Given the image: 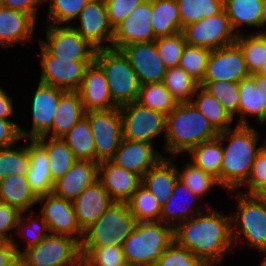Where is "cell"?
I'll return each instance as SVG.
<instances>
[{"label":"cell","mask_w":266,"mask_h":266,"mask_svg":"<svg viewBox=\"0 0 266 266\" xmlns=\"http://www.w3.org/2000/svg\"><path fill=\"white\" fill-rule=\"evenodd\" d=\"M174 241L188 249L207 266L220 264L233 244L231 217L210 210L177 224Z\"/></svg>","instance_id":"1"},{"label":"cell","mask_w":266,"mask_h":266,"mask_svg":"<svg viewBox=\"0 0 266 266\" xmlns=\"http://www.w3.org/2000/svg\"><path fill=\"white\" fill-rule=\"evenodd\" d=\"M218 138L222 142L229 140L227 146L222 145L220 186L234 191L247 181L256 155L262 149L257 147L259 135L250 125L237 124L234 130L219 132Z\"/></svg>","instance_id":"2"},{"label":"cell","mask_w":266,"mask_h":266,"mask_svg":"<svg viewBox=\"0 0 266 266\" xmlns=\"http://www.w3.org/2000/svg\"><path fill=\"white\" fill-rule=\"evenodd\" d=\"M219 132L191 103H178L166 115V146L173 156L191 151L197 145L217 138Z\"/></svg>","instance_id":"3"},{"label":"cell","mask_w":266,"mask_h":266,"mask_svg":"<svg viewBox=\"0 0 266 266\" xmlns=\"http://www.w3.org/2000/svg\"><path fill=\"white\" fill-rule=\"evenodd\" d=\"M174 242V228L161 221L138 222L122 245L127 265L154 266Z\"/></svg>","instance_id":"4"},{"label":"cell","mask_w":266,"mask_h":266,"mask_svg":"<svg viewBox=\"0 0 266 266\" xmlns=\"http://www.w3.org/2000/svg\"><path fill=\"white\" fill-rule=\"evenodd\" d=\"M137 223L127 203L115 201L96 222L84 230L80 247H122Z\"/></svg>","instance_id":"5"},{"label":"cell","mask_w":266,"mask_h":266,"mask_svg":"<svg viewBox=\"0 0 266 266\" xmlns=\"http://www.w3.org/2000/svg\"><path fill=\"white\" fill-rule=\"evenodd\" d=\"M95 62L104 71L112 100L118 107L137 101L141 84L121 50L97 49Z\"/></svg>","instance_id":"6"},{"label":"cell","mask_w":266,"mask_h":266,"mask_svg":"<svg viewBox=\"0 0 266 266\" xmlns=\"http://www.w3.org/2000/svg\"><path fill=\"white\" fill-rule=\"evenodd\" d=\"M20 254L28 266H82L80 242L66 235L49 233Z\"/></svg>","instance_id":"7"},{"label":"cell","mask_w":266,"mask_h":266,"mask_svg":"<svg viewBox=\"0 0 266 266\" xmlns=\"http://www.w3.org/2000/svg\"><path fill=\"white\" fill-rule=\"evenodd\" d=\"M236 194L238 195L237 213L230 217L232 224L235 222V227L239 229L236 233L232 226L233 241L241 235L249 246L266 253V203L256 196L240 192Z\"/></svg>","instance_id":"8"},{"label":"cell","mask_w":266,"mask_h":266,"mask_svg":"<svg viewBox=\"0 0 266 266\" xmlns=\"http://www.w3.org/2000/svg\"><path fill=\"white\" fill-rule=\"evenodd\" d=\"M93 133L95 162L110 160L123 140L122 118L119 107L110 110L85 112Z\"/></svg>","instance_id":"9"},{"label":"cell","mask_w":266,"mask_h":266,"mask_svg":"<svg viewBox=\"0 0 266 266\" xmlns=\"http://www.w3.org/2000/svg\"><path fill=\"white\" fill-rule=\"evenodd\" d=\"M122 118L123 139L148 142L166 133V115L139 103H127L119 107Z\"/></svg>","instance_id":"10"},{"label":"cell","mask_w":266,"mask_h":266,"mask_svg":"<svg viewBox=\"0 0 266 266\" xmlns=\"http://www.w3.org/2000/svg\"><path fill=\"white\" fill-rule=\"evenodd\" d=\"M187 45L215 50L236 41L240 32H234L229 18L223 10L217 15L205 17L185 26L182 30Z\"/></svg>","instance_id":"11"},{"label":"cell","mask_w":266,"mask_h":266,"mask_svg":"<svg viewBox=\"0 0 266 266\" xmlns=\"http://www.w3.org/2000/svg\"><path fill=\"white\" fill-rule=\"evenodd\" d=\"M41 46V83L65 91H78L87 67L95 60H65L51 55Z\"/></svg>","instance_id":"12"},{"label":"cell","mask_w":266,"mask_h":266,"mask_svg":"<svg viewBox=\"0 0 266 266\" xmlns=\"http://www.w3.org/2000/svg\"><path fill=\"white\" fill-rule=\"evenodd\" d=\"M47 42L40 40L51 55L65 60H95L96 48L85 40L72 25L49 24Z\"/></svg>","instance_id":"13"},{"label":"cell","mask_w":266,"mask_h":266,"mask_svg":"<svg viewBox=\"0 0 266 266\" xmlns=\"http://www.w3.org/2000/svg\"><path fill=\"white\" fill-rule=\"evenodd\" d=\"M250 75L240 47L233 43L211 50L202 81L240 82Z\"/></svg>","instance_id":"14"},{"label":"cell","mask_w":266,"mask_h":266,"mask_svg":"<svg viewBox=\"0 0 266 266\" xmlns=\"http://www.w3.org/2000/svg\"><path fill=\"white\" fill-rule=\"evenodd\" d=\"M39 201H45V203L41 209L42 217L38 215L37 219L43 218L52 234L66 235L81 242L84 231L78 224L72 201L63 199L54 193L38 197L37 202Z\"/></svg>","instance_id":"15"},{"label":"cell","mask_w":266,"mask_h":266,"mask_svg":"<svg viewBox=\"0 0 266 266\" xmlns=\"http://www.w3.org/2000/svg\"><path fill=\"white\" fill-rule=\"evenodd\" d=\"M80 25L73 27L96 49L112 48L114 29L109 23L105 0H89L78 16ZM103 41L109 43L102 46Z\"/></svg>","instance_id":"16"},{"label":"cell","mask_w":266,"mask_h":266,"mask_svg":"<svg viewBox=\"0 0 266 266\" xmlns=\"http://www.w3.org/2000/svg\"><path fill=\"white\" fill-rule=\"evenodd\" d=\"M152 0H144L114 28L112 48L121 49L133 43L155 41L151 26Z\"/></svg>","instance_id":"17"},{"label":"cell","mask_w":266,"mask_h":266,"mask_svg":"<svg viewBox=\"0 0 266 266\" xmlns=\"http://www.w3.org/2000/svg\"><path fill=\"white\" fill-rule=\"evenodd\" d=\"M120 50L127 57L141 85L164 81L167 68L158 54L155 41L133 43Z\"/></svg>","instance_id":"18"},{"label":"cell","mask_w":266,"mask_h":266,"mask_svg":"<svg viewBox=\"0 0 266 266\" xmlns=\"http://www.w3.org/2000/svg\"><path fill=\"white\" fill-rule=\"evenodd\" d=\"M64 92L65 90L60 88L38 83L31 104L33 125L30 132L19 127L22 138L37 139L51 129L58 103Z\"/></svg>","instance_id":"19"},{"label":"cell","mask_w":266,"mask_h":266,"mask_svg":"<svg viewBox=\"0 0 266 266\" xmlns=\"http://www.w3.org/2000/svg\"><path fill=\"white\" fill-rule=\"evenodd\" d=\"M163 157V155L154 151L151 143L123 139L110 160L142 178Z\"/></svg>","instance_id":"20"},{"label":"cell","mask_w":266,"mask_h":266,"mask_svg":"<svg viewBox=\"0 0 266 266\" xmlns=\"http://www.w3.org/2000/svg\"><path fill=\"white\" fill-rule=\"evenodd\" d=\"M98 180L116 202H126L142 183L139 175L111 160L99 162Z\"/></svg>","instance_id":"21"},{"label":"cell","mask_w":266,"mask_h":266,"mask_svg":"<svg viewBox=\"0 0 266 266\" xmlns=\"http://www.w3.org/2000/svg\"><path fill=\"white\" fill-rule=\"evenodd\" d=\"M78 92L85 111L118 107L112 100L105 73L95 61L87 67Z\"/></svg>","instance_id":"22"},{"label":"cell","mask_w":266,"mask_h":266,"mask_svg":"<svg viewBox=\"0 0 266 266\" xmlns=\"http://www.w3.org/2000/svg\"><path fill=\"white\" fill-rule=\"evenodd\" d=\"M115 202L99 180L85 188L72 201L80 228L84 231Z\"/></svg>","instance_id":"23"},{"label":"cell","mask_w":266,"mask_h":266,"mask_svg":"<svg viewBox=\"0 0 266 266\" xmlns=\"http://www.w3.org/2000/svg\"><path fill=\"white\" fill-rule=\"evenodd\" d=\"M99 163L77 160L73 166L54 182L53 193L63 199L73 201L88 186L98 180Z\"/></svg>","instance_id":"24"},{"label":"cell","mask_w":266,"mask_h":266,"mask_svg":"<svg viewBox=\"0 0 266 266\" xmlns=\"http://www.w3.org/2000/svg\"><path fill=\"white\" fill-rule=\"evenodd\" d=\"M35 21L32 15L0 5V44L8 48L32 40Z\"/></svg>","instance_id":"25"},{"label":"cell","mask_w":266,"mask_h":266,"mask_svg":"<svg viewBox=\"0 0 266 266\" xmlns=\"http://www.w3.org/2000/svg\"><path fill=\"white\" fill-rule=\"evenodd\" d=\"M178 179V168L173 164L172 158L163 157L154 167L145 173L141 184L163 206L172 196Z\"/></svg>","instance_id":"26"},{"label":"cell","mask_w":266,"mask_h":266,"mask_svg":"<svg viewBox=\"0 0 266 266\" xmlns=\"http://www.w3.org/2000/svg\"><path fill=\"white\" fill-rule=\"evenodd\" d=\"M30 141L27 149L31 165L27 173V180L33 193L40 197L53 193L54 182L52 181L48 153L45 147L37 139H30Z\"/></svg>","instance_id":"27"},{"label":"cell","mask_w":266,"mask_h":266,"mask_svg":"<svg viewBox=\"0 0 266 266\" xmlns=\"http://www.w3.org/2000/svg\"><path fill=\"white\" fill-rule=\"evenodd\" d=\"M85 110L78 91H65L58 103L51 129L44 135L50 138H62L71 128L85 117Z\"/></svg>","instance_id":"28"},{"label":"cell","mask_w":266,"mask_h":266,"mask_svg":"<svg viewBox=\"0 0 266 266\" xmlns=\"http://www.w3.org/2000/svg\"><path fill=\"white\" fill-rule=\"evenodd\" d=\"M38 197L33 193L27 176L8 175L0 180V202L16 207L25 212L37 203Z\"/></svg>","instance_id":"29"},{"label":"cell","mask_w":266,"mask_h":266,"mask_svg":"<svg viewBox=\"0 0 266 266\" xmlns=\"http://www.w3.org/2000/svg\"><path fill=\"white\" fill-rule=\"evenodd\" d=\"M151 26L156 39L182 32L177 1L152 0Z\"/></svg>","instance_id":"30"},{"label":"cell","mask_w":266,"mask_h":266,"mask_svg":"<svg viewBox=\"0 0 266 266\" xmlns=\"http://www.w3.org/2000/svg\"><path fill=\"white\" fill-rule=\"evenodd\" d=\"M200 91V92H199ZM197 98L191 103L208 119L212 126L218 131L223 132L230 129L234 119L220 104V100L212 96L202 86H199L194 94Z\"/></svg>","instance_id":"31"},{"label":"cell","mask_w":266,"mask_h":266,"mask_svg":"<svg viewBox=\"0 0 266 266\" xmlns=\"http://www.w3.org/2000/svg\"><path fill=\"white\" fill-rule=\"evenodd\" d=\"M46 138V136H42L37 138V140L45 147L48 153L51 177L52 181L55 182L64 176L77 159L62 138H50L48 142L45 141Z\"/></svg>","instance_id":"32"},{"label":"cell","mask_w":266,"mask_h":266,"mask_svg":"<svg viewBox=\"0 0 266 266\" xmlns=\"http://www.w3.org/2000/svg\"><path fill=\"white\" fill-rule=\"evenodd\" d=\"M264 0H224V10L233 31L241 24L260 27Z\"/></svg>","instance_id":"33"},{"label":"cell","mask_w":266,"mask_h":266,"mask_svg":"<svg viewBox=\"0 0 266 266\" xmlns=\"http://www.w3.org/2000/svg\"><path fill=\"white\" fill-rule=\"evenodd\" d=\"M183 193L185 195L189 196L190 198H192L194 203L196 202V198H198V196L195 195L182 181H180L178 179L176 184H175L172 196L162 206V210H161V215H160L159 221H161L164 224L171 225V227H173L174 229L177 226V223H175V219H177V220H181L182 219V222H183V221H185L187 219H190V218L194 217L197 214L202 213L201 210H200V206L198 208H196L194 203L192 204L191 211H189L187 209L188 208V203L186 205V202H185V204L184 203L181 204L182 202L180 201L181 202L180 203L181 206L179 205L180 207L178 205H176L177 204L176 201L179 199L178 196H180V195L182 196ZM179 200L177 202H179ZM174 206L175 207L178 206L177 210H176V208ZM195 209H197L196 210L197 212L194 214V210Z\"/></svg>","instance_id":"34"},{"label":"cell","mask_w":266,"mask_h":266,"mask_svg":"<svg viewBox=\"0 0 266 266\" xmlns=\"http://www.w3.org/2000/svg\"><path fill=\"white\" fill-rule=\"evenodd\" d=\"M77 160L95 162V144L89 121L83 117L62 137Z\"/></svg>","instance_id":"35"},{"label":"cell","mask_w":266,"mask_h":266,"mask_svg":"<svg viewBox=\"0 0 266 266\" xmlns=\"http://www.w3.org/2000/svg\"><path fill=\"white\" fill-rule=\"evenodd\" d=\"M191 154L192 162L206 173L217 179L220 185V168L223 160L222 141L217 137L194 147Z\"/></svg>","instance_id":"36"},{"label":"cell","mask_w":266,"mask_h":266,"mask_svg":"<svg viewBox=\"0 0 266 266\" xmlns=\"http://www.w3.org/2000/svg\"><path fill=\"white\" fill-rule=\"evenodd\" d=\"M136 102L165 115L178 104L163 82L141 85Z\"/></svg>","instance_id":"37"},{"label":"cell","mask_w":266,"mask_h":266,"mask_svg":"<svg viewBox=\"0 0 266 266\" xmlns=\"http://www.w3.org/2000/svg\"><path fill=\"white\" fill-rule=\"evenodd\" d=\"M163 83L178 103L191 102L199 82L180 66L166 71Z\"/></svg>","instance_id":"38"},{"label":"cell","mask_w":266,"mask_h":266,"mask_svg":"<svg viewBox=\"0 0 266 266\" xmlns=\"http://www.w3.org/2000/svg\"><path fill=\"white\" fill-rule=\"evenodd\" d=\"M126 203L137 222L159 221L162 206L142 184Z\"/></svg>","instance_id":"39"},{"label":"cell","mask_w":266,"mask_h":266,"mask_svg":"<svg viewBox=\"0 0 266 266\" xmlns=\"http://www.w3.org/2000/svg\"><path fill=\"white\" fill-rule=\"evenodd\" d=\"M182 23L185 26L199 20L221 13L224 10V0H176Z\"/></svg>","instance_id":"40"},{"label":"cell","mask_w":266,"mask_h":266,"mask_svg":"<svg viewBox=\"0 0 266 266\" xmlns=\"http://www.w3.org/2000/svg\"><path fill=\"white\" fill-rule=\"evenodd\" d=\"M235 43L240 47L250 74L256 73L266 61V35L252 34L244 37L239 33Z\"/></svg>","instance_id":"41"},{"label":"cell","mask_w":266,"mask_h":266,"mask_svg":"<svg viewBox=\"0 0 266 266\" xmlns=\"http://www.w3.org/2000/svg\"><path fill=\"white\" fill-rule=\"evenodd\" d=\"M82 266H125L121 246L80 247Z\"/></svg>","instance_id":"42"},{"label":"cell","mask_w":266,"mask_h":266,"mask_svg":"<svg viewBox=\"0 0 266 266\" xmlns=\"http://www.w3.org/2000/svg\"><path fill=\"white\" fill-rule=\"evenodd\" d=\"M212 96L220 100V104L234 119L240 103L239 82L201 81L199 83Z\"/></svg>","instance_id":"43"},{"label":"cell","mask_w":266,"mask_h":266,"mask_svg":"<svg viewBox=\"0 0 266 266\" xmlns=\"http://www.w3.org/2000/svg\"><path fill=\"white\" fill-rule=\"evenodd\" d=\"M30 156L27 146L13 149V147L0 148V180L8 175L27 176L30 170Z\"/></svg>","instance_id":"44"},{"label":"cell","mask_w":266,"mask_h":266,"mask_svg":"<svg viewBox=\"0 0 266 266\" xmlns=\"http://www.w3.org/2000/svg\"><path fill=\"white\" fill-rule=\"evenodd\" d=\"M182 171L178 170L179 180L198 197L207 194L213 185H219L215 177L197 167L193 162L185 164Z\"/></svg>","instance_id":"45"},{"label":"cell","mask_w":266,"mask_h":266,"mask_svg":"<svg viewBox=\"0 0 266 266\" xmlns=\"http://www.w3.org/2000/svg\"><path fill=\"white\" fill-rule=\"evenodd\" d=\"M211 50L187 45L183 49L179 66L199 83L203 80Z\"/></svg>","instance_id":"46"},{"label":"cell","mask_w":266,"mask_h":266,"mask_svg":"<svg viewBox=\"0 0 266 266\" xmlns=\"http://www.w3.org/2000/svg\"><path fill=\"white\" fill-rule=\"evenodd\" d=\"M240 103L238 114L240 119L238 125H249L246 115H256L259 122V108L257 98V88L255 86V73L243 78L239 82Z\"/></svg>","instance_id":"47"},{"label":"cell","mask_w":266,"mask_h":266,"mask_svg":"<svg viewBox=\"0 0 266 266\" xmlns=\"http://www.w3.org/2000/svg\"><path fill=\"white\" fill-rule=\"evenodd\" d=\"M155 43L158 54L167 69L179 66L183 49L187 44L182 32L173 36L157 38Z\"/></svg>","instance_id":"48"},{"label":"cell","mask_w":266,"mask_h":266,"mask_svg":"<svg viewBox=\"0 0 266 266\" xmlns=\"http://www.w3.org/2000/svg\"><path fill=\"white\" fill-rule=\"evenodd\" d=\"M48 1V0H44ZM49 20L60 25L79 16L80 11L89 0H49Z\"/></svg>","instance_id":"49"},{"label":"cell","mask_w":266,"mask_h":266,"mask_svg":"<svg viewBox=\"0 0 266 266\" xmlns=\"http://www.w3.org/2000/svg\"><path fill=\"white\" fill-rule=\"evenodd\" d=\"M154 266H207L188 249L179 246L175 241L163 252Z\"/></svg>","instance_id":"50"},{"label":"cell","mask_w":266,"mask_h":266,"mask_svg":"<svg viewBox=\"0 0 266 266\" xmlns=\"http://www.w3.org/2000/svg\"><path fill=\"white\" fill-rule=\"evenodd\" d=\"M244 184L248 188L246 195L251 196H255L266 186V151L263 148L257 153L250 175Z\"/></svg>","instance_id":"51"},{"label":"cell","mask_w":266,"mask_h":266,"mask_svg":"<svg viewBox=\"0 0 266 266\" xmlns=\"http://www.w3.org/2000/svg\"><path fill=\"white\" fill-rule=\"evenodd\" d=\"M144 0H105L108 20L114 29Z\"/></svg>","instance_id":"52"},{"label":"cell","mask_w":266,"mask_h":266,"mask_svg":"<svg viewBox=\"0 0 266 266\" xmlns=\"http://www.w3.org/2000/svg\"><path fill=\"white\" fill-rule=\"evenodd\" d=\"M21 213L16 207L0 202V241L14 242L7 232L17 227Z\"/></svg>","instance_id":"53"},{"label":"cell","mask_w":266,"mask_h":266,"mask_svg":"<svg viewBox=\"0 0 266 266\" xmlns=\"http://www.w3.org/2000/svg\"><path fill=\"white\" fill-rule=\"evenodd\" d=\"M23 213L24 212L21 213V217L19 218L17 227L24 225L23 228H25V229L21 230V232L26 233V231H27V233L28 232L31 233L32 236H29L30 234L26 233L29 236V238L27 239L28 245L26 248H29V247H32V246L38 244L43 239L44 236H47L49 234L47 231H49V230H48L47 224L43 218L40 221V219L37 220L36 218L34 219L32 217L31 221L28 220L29 224L27 225L26 222L24 221L25 220L24 216H22ZM25 225H27V226L25 227Z\"/></svg>","instance_id":"54"},{"label":"cell","mask_w":266,"mask_h":266,"mask_svg":"<svg viewBox=\"0 0 266 266\" xmlns=\"http://www.w3.org/2000/svg\"><path fill=\"white\" fill-rule=\"evenodd\" d=\"M19 127L15 122L0 118V148L11 147L22 139Z\"/></svg>","instance_id":"55"},{"label":"cell","mask_w":266,"mask_h":266,"mask_svg":"<svg viewBox=\"0 0 266 266\" xmlns=\"http://www.w3.org/2000/svg\"><path fill=\"white\" fill-rule=\"evenodd\" d=\"M44 0H0V5L32 15L36 19L37 4Z\"/></svg>","instance_id":"56"},{"label":"cell","mask_w":266,"mask_h":266,"mask_svg":"<svg viewBox=\"0 0 266 266\" xmlns=\"http://www.w3.org/2000/svg\"><path fill=\"white\" fill-rule=\"evenodd\" d=\"M255 86L257 88L259 122H266V77L255 74Z\"/></svg>","instance_id":"57"},{"label":"cell","mask_w":266,"mask_h":266,"mask_svg":"<svg viewBox=\"0 0 266 266\" xmlns=\"http://www.w3.org/2000/svg\"><path fill=\"white\" fill-rule=\"evenodd\" d=\"M20 250L16 242L0 241V266H5Z\"/></svg>","instance_id":"58"},{"label":"cell","mask_w":266,"mask_h":266,"mask_svg":"<svg viewBox=\"0 0 266 266\" xmlns=\"http://www.w3.org/2000/svg\"><path fill=\"white\" fill-rule=\"evenodd\" d=\"M12 99L6 95L4 89L0 87V118L7 119L13 114V103Z\"/></svg>","instance_id":"59"},{"label":"cell","mask_w":266,"mask_h":266,"mask_svg":"<svg viewBox=\"0 0 266 266\" xmlns=\"http://www.w3.org/2000/svg\"><path fill=\"white\" fill-rule=\"evenodd\" d=\"M5 266H28V265L26 259L21 254L16 253Z\"/></svg>","instance_id":"60"},{"label":"cell","mask_w":266,"mask_h":266,"mask_svg":"<svg viewBox=\"0 0 266 266\" xmlns=\"http://www.w3.org/2000/svg\"><path fill=\"white\" fill-rule=\"evenodd\" d=\"M266 23V0H264V3H263V8H262V14H261V22H260V27H262L263 25H265ZM265 30H263V32L259 31V33H256V34H259V35H266V32H264Z\"/></svg>","instance_id":"61"},{"label":"cell","mask_w":266,"mask_h":266,"mask_svg":"<svg viewBox=\"0 0 266 266\" xmlns=\"http://www.w3.org/2000/svg\"><path fill=\"white\" fill-rule=\"evenodd\" d=\"M260 201L266 203V186H264L256 195Z\"/></svg>","instance_id":"62"},{"label":"cell","mask_w":266,"mask_h":266,"mask_svg":"<svg viewBox=\"0 0 266 266\" xmlns=\"http://www.w3.org/2000/svg\"><path fill=\"white\" fill-rule=\"evenodd\" d=\"M256 75L265 76L266 77V61L263 62L261 67L255 73Z\"/></svg>","instance_id":"63"},{"label":"cell","mask_w":266,"mask_h":266,"mask_svg":"<svg viewBox=\"0 0 266 266\" xmlns=\"http://www.w3.org/2000/svg\"><path fill=\"white\" fill-rule=\"evenodd\" d=\"M264 254H266V253H264ZM260 266H266V257L264 258V260H263V262L261 263Z\"/></svg>","instance_id":"64"},{"label":"cell","mask_w":266,"mask_h":266,"mask_svg":"<svg viewBox=\"0 0 266 266\" xmlns=\"http://www.w3.org/2000/svg\"><path fill=\"white\" fill-rule=\"evenodd\" d=\"M262 148L266 151V144L262 146Z\"/></svg>","instance_id":"65"}]
</instances>
